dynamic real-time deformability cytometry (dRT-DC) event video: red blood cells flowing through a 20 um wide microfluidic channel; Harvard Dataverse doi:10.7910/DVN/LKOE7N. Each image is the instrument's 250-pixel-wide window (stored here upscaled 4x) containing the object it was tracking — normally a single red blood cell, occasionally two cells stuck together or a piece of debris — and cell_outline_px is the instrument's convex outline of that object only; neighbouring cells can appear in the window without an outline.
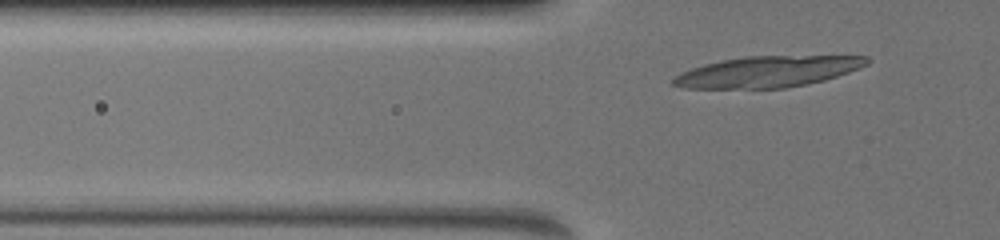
{"species": "common noctule bat (a hibernating species)", "species_latin": "Nyctalus noctula", "temperature_condition": "warm", "stored_images_in_passage": 44, "camera_frame_rate_fps": 3000, "um_per_image_px": 0.085, "animal": {"sex": "female", "body_mass_g": 19.5, "forearm_length_mm": 54.1}, "frame": {"image": 1, "passage_image": 9, "time_ms": 2.0, "image_size_px": [1000, 240], "cell_outline_px": [[872, 60], [868, 64], [860, 68], [824, 80], [808, 84], [784, 88], [684, 88], [672, 84], [672, 80], [680, 72], [704, 64], [744, 56], [868, 56]], "centroid_in_image_um": [65.28, 6.09], "position_along_channel_um": 60.5, "area_um2": 34.91}}